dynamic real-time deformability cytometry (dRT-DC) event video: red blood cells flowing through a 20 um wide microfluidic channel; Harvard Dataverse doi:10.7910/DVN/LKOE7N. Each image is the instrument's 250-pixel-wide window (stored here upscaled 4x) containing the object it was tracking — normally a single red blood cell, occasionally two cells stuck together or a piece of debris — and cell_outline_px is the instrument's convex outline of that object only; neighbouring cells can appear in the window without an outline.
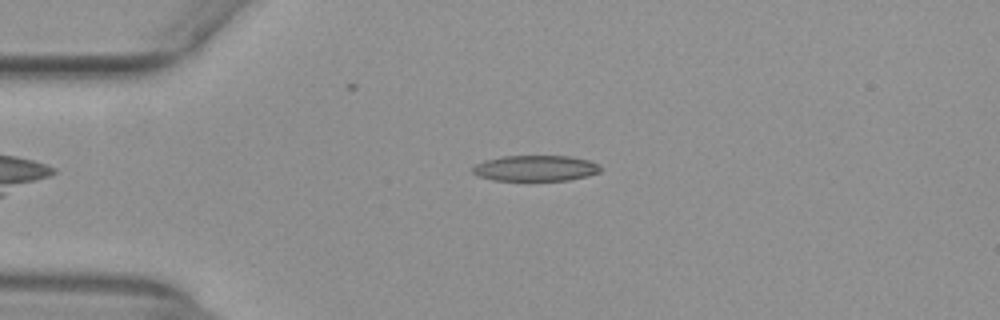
{"species": "common noctule bat (a hibernating species)", "species_latin": "Nyctalus noctula", "temperature_condition": "warm", "stored_images_in_passage": 44, "camera_frame_rate_fps": 3000, "um_per_image_px": 0.085, "animal": {"sex": "female", "body_mass_g": 29.2, "forearm_length_mm": 56.3}, "frame": {"image": 1, "passage_image": 4, "time_ms": 1.0, "image_size_px": [1000, 320], "cell_outline_px": [[600, 172], [588, 176], [568, 180], [492, 180], [476, 176], [472, 172], [472, 168], [476, 164], [484, 160], [500, 156], [572, 156], [588, 160], [596, 164], [600, 168]], "centroid_in_image_um": [45.47, 14.29], "position_along_channel_um": 39.5, "area_um2": 19.25}}
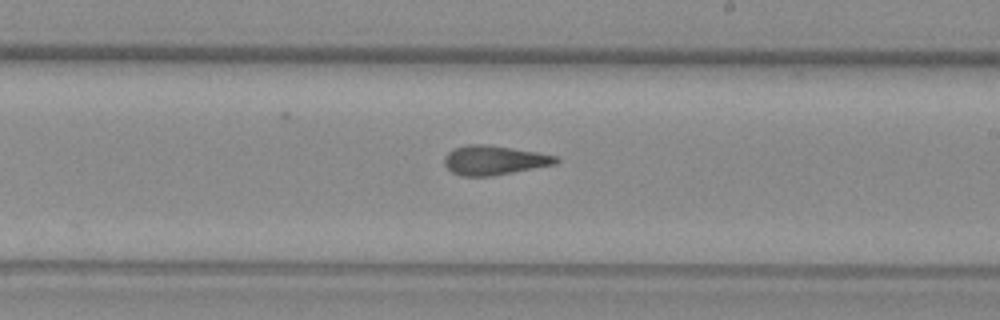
{"frame": {"image": 2, "passage_image": 22, "time_ms": 7.0, "image_size_px": [1000, 320], "cell_outline_px": [[560, 160], [556, 164], [492, 176], [460, 176], [452, 172], [444, 164], [444, 156], [448, 152], [456, 148], [468, 144], [484, 144], [536, 152], [556, 156]], "centroid_in_image_um": [41.98, 13.63], "position_along_channel_um": 247.0, "area_um2": 18.9}}
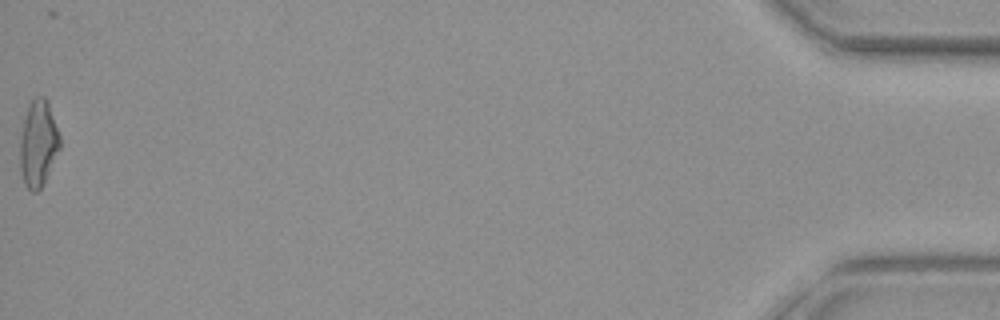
{"frame": {"image": 3, "passage_image": 44, "time_ms": 14.333, "image_size_px": [1000, 320], "cell_outline_px": [[60, 148], [40, 188], [36, 192], [32, 192], [24, 184], [20, 172], [20, 140], [24, 120], [28, 104], [36, 96], [44, 96], [48, 100], [60, 136]], "centroid_in_image_um": [3.24, 12.17], "position_along_channel_um": 432.0, "area_um2": 19.94}, "authors_computed_cell_mechanics": {"area_um2": 19.1607, "velocity_mm_per_s": 3.9773, "shape_relaxation_time_tau1_ms": null, "shape_relaxation_time_tau2_ms": 2.7214, "deformation_change_tau1": null, "deformation_change_tau2": 0.1368}}